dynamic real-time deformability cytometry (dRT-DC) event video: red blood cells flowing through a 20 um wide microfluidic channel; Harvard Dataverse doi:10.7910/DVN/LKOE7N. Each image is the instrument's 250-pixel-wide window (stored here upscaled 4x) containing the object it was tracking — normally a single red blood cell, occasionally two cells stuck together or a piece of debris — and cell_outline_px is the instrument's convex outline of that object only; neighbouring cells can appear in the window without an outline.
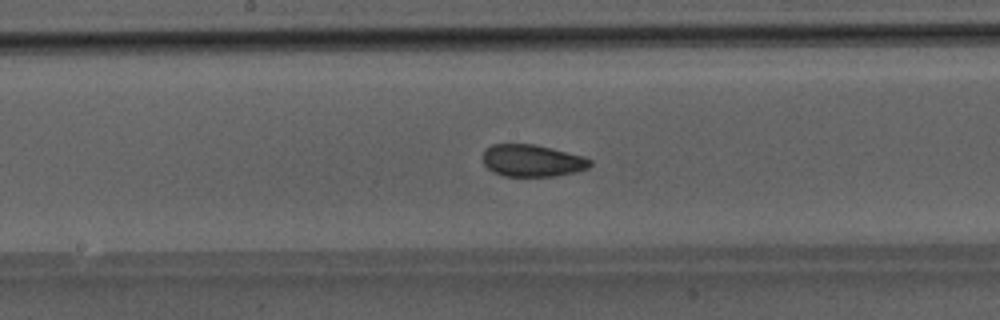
{"species": "Egyptian fruit bat (a non-hibernating species)", "species_latin": "Rousettus aegyptiacus", "temperature_condition": "room temperature", "stored_images_in_passage": 37, "camera_frame_rate_fps": 3000, "um_per_image_px": 0.085, "animal": {"sex": "male"}, "frame": {"image": 1, "passage_image": 14, "time_ms": 4.333, "image_size_px": [1000, 320], "cell_outline_px": [[592, 164], [588, 168], [576, 172], [556, 176], [504, 176], [492, 172], [484, 164], [484, 152], [492, 144], [536, 144], [584, 156], [592, 160]], "centroid_in_image_um": [45.27, 13.66], "position_along_channel_um": 202.9, "area_um2": 20.11}}
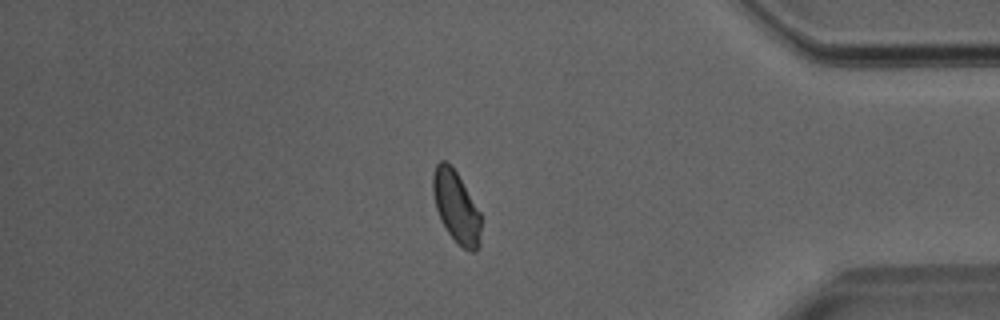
{"frame": {"image": 2, "passage_image": 30, "time_ms": 9.667, "image_size_px": [1000, 320], "cell_outline_px": [[480, 244], [472, 252], [464, 248], [448, 232], [440, 220], [436, 208], [432, 192], [432, 176], [436, 164], [440, 160], [444, 160], [456, 172], [480, 212]], "centroid_in_image_um": [38.75, 17.57], "position_along_channel_um": 396.5, "area_um2": 19.65}}
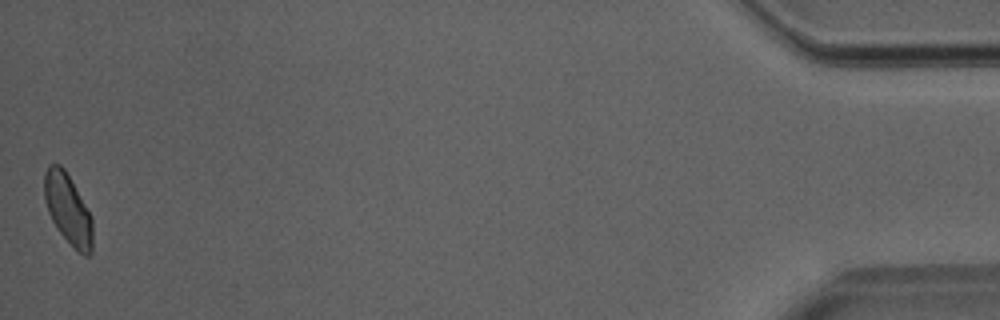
{"frame": {"image": 3, "passage_image": 37, "time_ms": 12.0, "image_size_px": [1000, 320], "cell_outline_px": [[92, 252], [88, 256], [84, 256], [60, 232], [52, 220], [48, 212], [44, 200], [44, 172], [48, 164], [60, 164], [64, 168], [92, 216]], "centroid_in_image_um": [5.76, 17.74], "position_along_channel_um": 429.4, "area_um2": 19.59}}